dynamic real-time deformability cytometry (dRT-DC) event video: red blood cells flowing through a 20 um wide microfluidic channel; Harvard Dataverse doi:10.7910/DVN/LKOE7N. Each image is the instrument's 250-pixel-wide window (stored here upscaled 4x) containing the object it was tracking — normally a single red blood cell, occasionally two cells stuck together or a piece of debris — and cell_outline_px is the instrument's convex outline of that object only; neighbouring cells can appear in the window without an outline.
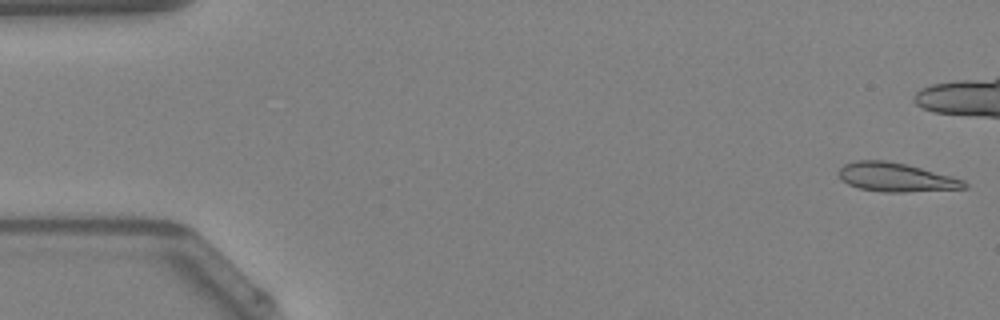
{"species": "Egyptian fruit bat (a non-hibernating species)", "species_latin": "Rousettus aegyptiacus", "temperature_condition": "warm", "stored_images_in_passage": 49, "camera_frame_rate_fps": 3000, "um_per_image_px": 0.085, "animal": {"sex": "female"}, "frame": {"image": 1, "passage_image": 1, "time_ms": 0.0, "image_size_px": [1000, 320], "cell_outline_px": [[968, 188], [904, 192], [884, 192], [860, 188], [848, 184], [840, 180], [836, 172], [844, 164], [856, 160], [888, 160], [908, 164], [964, 180], [968, 184]], "centroid_in_image_um": [76.12, 15.06], "position_along_channel_um": 8.9, "area_um2": 21.27}}